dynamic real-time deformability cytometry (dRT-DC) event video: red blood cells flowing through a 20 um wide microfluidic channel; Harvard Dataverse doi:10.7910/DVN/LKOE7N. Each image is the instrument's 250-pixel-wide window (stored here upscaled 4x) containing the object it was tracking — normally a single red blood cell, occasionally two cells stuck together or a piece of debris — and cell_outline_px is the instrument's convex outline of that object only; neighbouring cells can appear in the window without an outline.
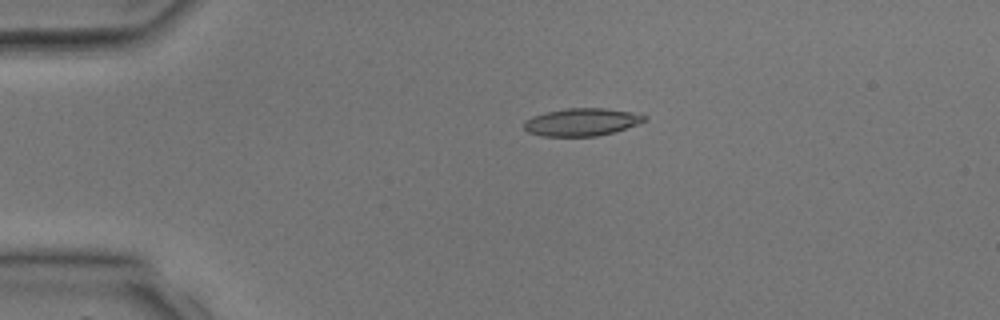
{"species": "common noctule bat (a hibernating species)", "species_latin": "Nyctalus noctula", "temperature_condition": "room temperature", "stored_images_in_passage": 5, "camera_frame_rate_fps": 3000, "um_per_image_px": 0.085, "animal": {"sex": "male", "body_mass_g": 17.9, "forearm_length_mm": 54.2}, "frame": {"image": 1, "passage_image": 3, "time_ms": 2.667, "image_size_px": [1000, 320], "cell_outline_px": [[648, 120], [612, 132], [596, 136], [544, 136], [528, 132], [524, 128], [524, 120], [532, 116], [564, 108], [604, 108], [632, 112], [648, 116]], "centroid_in_image_um": [49.43, 10.36], "position_along_channel_um": 35.6, "area_um2": 19.25}}